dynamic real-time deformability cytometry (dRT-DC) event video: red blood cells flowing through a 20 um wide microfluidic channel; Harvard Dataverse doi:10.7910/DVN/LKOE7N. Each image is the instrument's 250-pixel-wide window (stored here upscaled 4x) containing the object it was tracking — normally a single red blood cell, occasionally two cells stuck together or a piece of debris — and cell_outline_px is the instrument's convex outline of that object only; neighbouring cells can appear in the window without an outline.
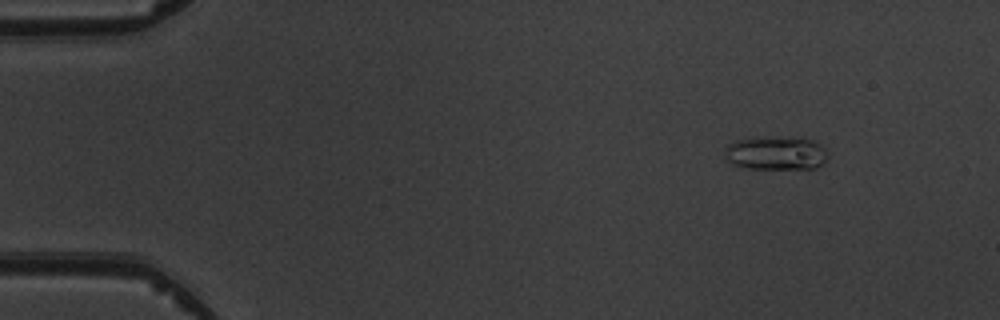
{"species": "common noctule bat (a hibernating species)", "species_latin": "Nyctalus noctula", "temperature_condition": "warm", "stored_images_in_passage": 5, "camera_frame_rate_fps": 3000, "um_per_image_px": 0.085, "animal": {"sex": "male", "body_mass_g": 19.5, "forearm_length_mm": 54.6}, "frame": {"image": 1, "passage_image": 2, "time_ms": 1.0, "image_size_px": [1000, 320], "cell_outline_px": [[828, 160], [824, 164], [816, 168], [748, 168], [732, 164], [724, 160], [724, 148], [736, 140], [752, 136], [764, 136], [812, 140], [820, 144], [828, 152]], "centroid_in_image_um": [65.92, 13.01], "position_along_channel_um": 19.1, "area_um2": 20.52}}
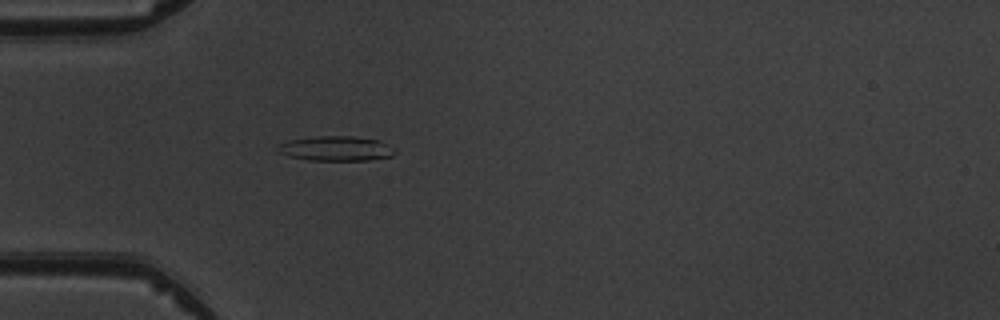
{"frame": {"image": 2, "passage_image": 5, "time_ms": 4.333, "image_size_px": [1000, 320], "cell_outline_px": [[396, 152], [392, 156], [368, 160], [308, 160], [288, 156], [276, 152], [276, 148], [280, 144], [288, 140], [316, 136], [352, 136], [380, 140], [396, 148]], "centroid_in_image_um": [28.56, 12.62], "position_along_channel_um": 56.4, "area_um2": 17.11}}